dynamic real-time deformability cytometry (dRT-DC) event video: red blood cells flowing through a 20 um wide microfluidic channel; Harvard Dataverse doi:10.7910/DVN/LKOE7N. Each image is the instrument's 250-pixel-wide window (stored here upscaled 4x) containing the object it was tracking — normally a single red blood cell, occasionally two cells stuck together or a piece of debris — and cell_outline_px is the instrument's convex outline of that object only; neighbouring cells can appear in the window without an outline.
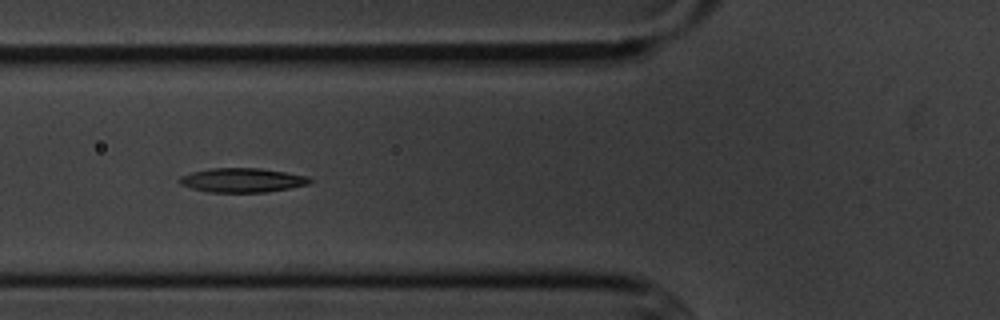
{"species": "common noctule bat (a hibernating species)", "species_latin": "Nyctalus noctula", "temperature_condition": "cold", "stored_images_in_passage": 9, "camera_frame_rate_fps": 3000, "um_per_image_px": 0.085, "animal": {"sex": "male", "body_mass_g": 20.1, "forearm_length_mm": 53.5}, "frame": {"image": 1, "passage_image": 6, "time_ms": 6.0, "image_size_px": [1000, 320], "cell_outline_px": [[312, 184], [268, 192], [208, 192], [192, 188], [180, 184], [176, 180], [180, 176], [192, 172], [212, 168], [260, 168], [308, 176], [312, 180]], "centroid_in_image_um": [20.6, 15.32], "position_along_channel_um": 105.2, "area_um2": 18.5}}
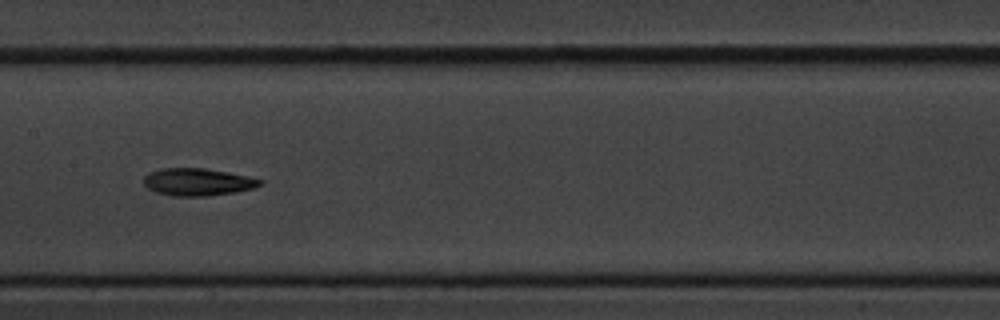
{"frame": {"image": 2, "passage_image": 8, "time_ms": 8.333, "image_size_px": [1000, 320], "cell_outline_px": [[264, 184], [252, 188], [236, 192], [204, 196], [172, 196], [156, 192], [148, 188], [144, 184], [144, 176], [148, 172], [160, 168], [204, 168], [228, 172], [248, 176], [264, 180]], "centroid_in_image_um": [16.8, 15.46], "position_along_channel_um": 190.6, "area_um2": 18.67}}
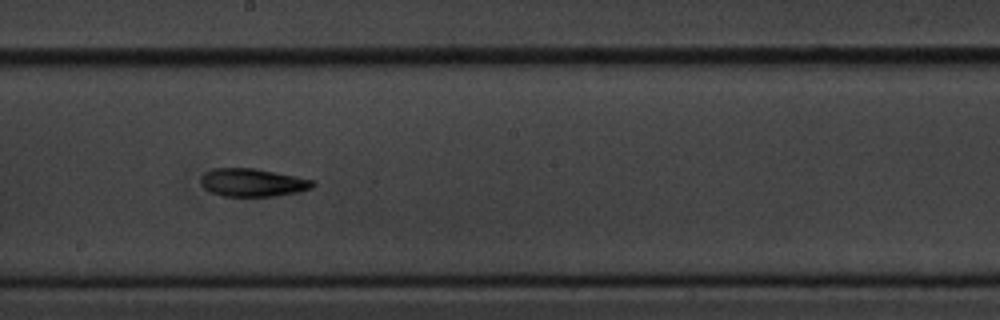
{"frame": {"image": 3, "passage_image": 9, "time_ms": 9.333, "image_size_px": [1000, 320], "cell_outline_px": [[316, 184], [312, 188], [300, 192], [276, 196], [224, 196], [212, 192], [204, 188], [200, 184], [200, 176], [204, 172], [212, 168], [256, 168], [316, 180]], "centroid_in_image_um": [21.49, 15.51], "position_along_channel_um": 226.7, "area_um2": 18.61}}